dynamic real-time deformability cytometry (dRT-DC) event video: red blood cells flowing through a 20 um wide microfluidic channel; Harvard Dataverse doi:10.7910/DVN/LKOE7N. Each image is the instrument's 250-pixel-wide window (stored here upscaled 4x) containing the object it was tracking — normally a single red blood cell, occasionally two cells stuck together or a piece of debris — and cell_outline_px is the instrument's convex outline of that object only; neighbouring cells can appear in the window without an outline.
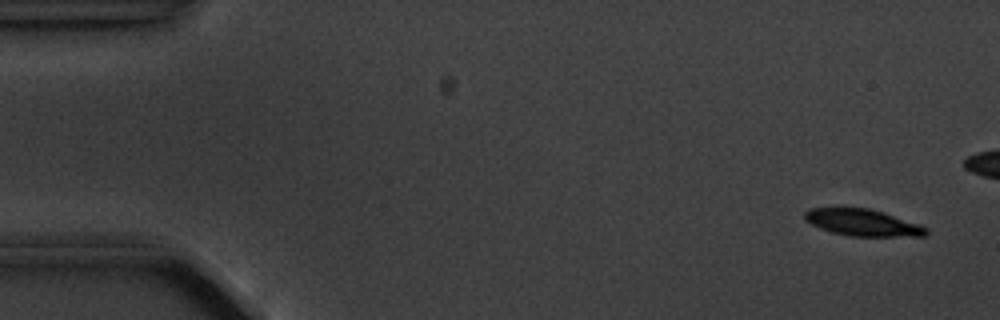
{"species": "common noctule bat (a hibernating species)", "species_latin": "Nyctalus noctula", "temperature_condition": "cold", "stored_images_in_passage": 5, "camera_frame_rate_fps": 3000, "um_per_image_px": 0.085, "animal": {"sex": "male", "body_mass_g": 20.1, "forearm_length_mm": 53.5}, "frame": {"image": 1, "passage_image": 1, "time_ms": 0.0, "image_size_px": [1000, 320], "cell_outline_px": [[928, 232], [924, 236], [852, 236], [832, 232], [820, 228], [804, 220], [804, 212], [808, 208], [868, 208], [884, 212], [920, 224], [928, 228]], "centroid_in_image_um": [73.33, 18.91], "position_along_channel_um": 11.7, "area_um2": 18.9}}